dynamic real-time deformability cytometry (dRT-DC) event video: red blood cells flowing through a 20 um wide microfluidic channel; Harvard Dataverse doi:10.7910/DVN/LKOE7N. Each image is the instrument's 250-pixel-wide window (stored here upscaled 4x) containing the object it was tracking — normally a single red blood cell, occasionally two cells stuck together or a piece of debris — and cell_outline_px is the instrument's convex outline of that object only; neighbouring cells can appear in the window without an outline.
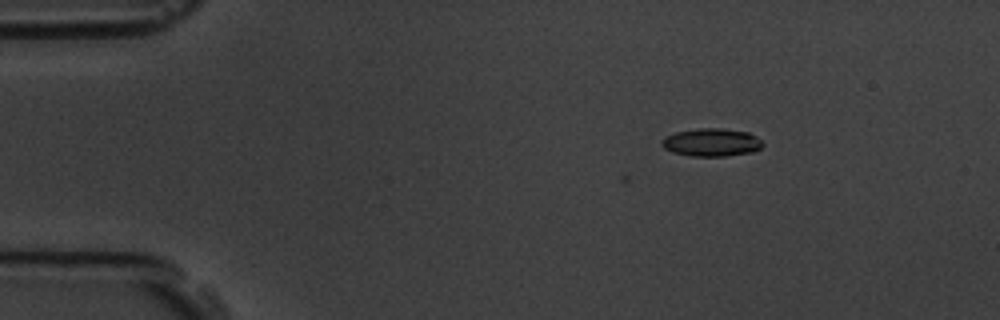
{"species": "common noctule bat (a hibernating species)", "species_latin": "Nyctalus noctula", "temperature_condition": "room temperature", "stored_images_in_passage": 11, "camera_frame_rate_fps": 3000, "um_per_image_px": 0.085, "animal": {"sex": "male", "body_mass_g": 19.5, "forearm_length_mm": 54.6}, "frame": {"image": 1, "passage_image": 11, "time_ms": 3.333, "image_size_px": [1000, 320], "cell_outline_px": [[764, 144], [760, 148], [752, 152], [724, 156], [692, 156], [672, 152], [664, 148], [660, 144], [660, 140], [664, 136], [676, 132], [700, 128], [724, 128], [748, 132], [756, 136]], "centroid_in_image_um": [60.45, 12.09], "position_along_channel_um": 24.6, "area_um2": 16.53}}